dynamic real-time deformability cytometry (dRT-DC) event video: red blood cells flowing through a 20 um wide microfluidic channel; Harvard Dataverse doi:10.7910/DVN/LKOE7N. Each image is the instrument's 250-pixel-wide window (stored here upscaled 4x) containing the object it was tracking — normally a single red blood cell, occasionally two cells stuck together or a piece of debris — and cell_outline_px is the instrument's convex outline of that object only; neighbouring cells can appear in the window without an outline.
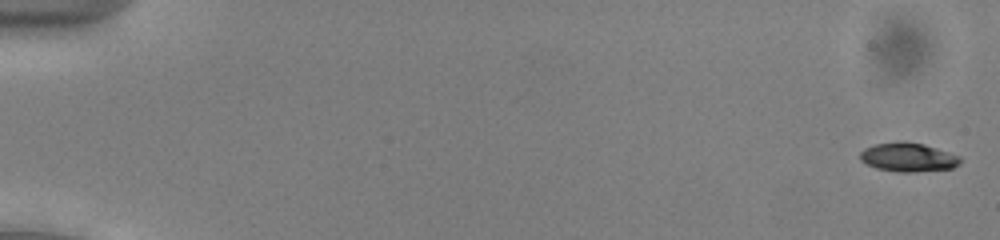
{"species": "common noctule bat (a hibernating species)", "species_latin": "Nyctalus noctula", "temperature_condition": "cold", "stored_images_in_passage": 54, "camera_frame_rate_fps": 3000, "um_per_image_px": 0.085, "animal": {"sex": "male", "body_mass_g": 13.0, "forearm_length_mm": 53.1}, "frame": {"image": 1, "passage_image": 2, "time_ms": 0.333, "image_size_px": [1000, 240], "cell_outline_px": [[960, 164], [952, 168], [912, 172], [896, 172], [876, 168], [860, 160], [860, 152], [864, 148], [876, 144], [900, 140], [924, 144], [960, 156]], "centroid_in_image_um": [77.17, 13.36], "position_along_channel_um": 7.8, "area_um2": 16.88}}
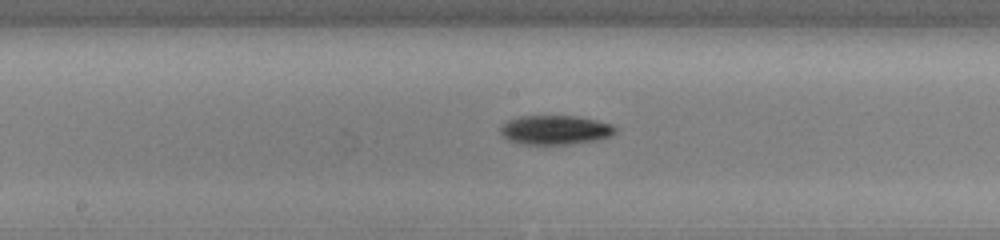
{"frame": {"image": 2, "passage_image": 30, "time_ms": 9.667, "image_size_px": [1000, 240], "cell_outline_px": [[616, 132], [600, 140], [572, 144], [520, 144], [508, 140], [500, 132], [500, 128], [508, 120], [520, 116], [576, 116], [596, 120], [612, 124], [616, 128]], "centroid_in_image_um": [47.2, 11.05], "position_along_channel_um": 201.0, "area_um2": 19.59}}
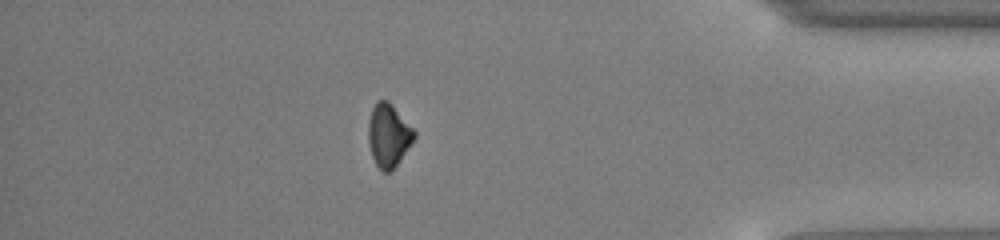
{"frame": {"image": 3, "passage_image": 48, "time_ms": 15.667, "image_size_px": [1000, 240], "cell_outline_px": [[416, 136], [392, 172], [384, 172], [376, 164], [372, 156], [368, 140], [368, 124], [372, 108], [376, 100], [388, 100], [392, 104], [416, 132]], "centroid_in_image_um": [33.02, 11.5], "position_along_channel_um": 402.2, "area_um2": 16.82}, "authors_computed_cell_mechanics": {"area_um2": 17.3978, "velocity_mm_per_s": 3.9233, "shape_relaxation_time_tau1_ms": 2.1168, "shape_relaxation_time_tau2_ms": null, "deformation_change_tau1": 0.091, "deformation_change_tau2": null}}